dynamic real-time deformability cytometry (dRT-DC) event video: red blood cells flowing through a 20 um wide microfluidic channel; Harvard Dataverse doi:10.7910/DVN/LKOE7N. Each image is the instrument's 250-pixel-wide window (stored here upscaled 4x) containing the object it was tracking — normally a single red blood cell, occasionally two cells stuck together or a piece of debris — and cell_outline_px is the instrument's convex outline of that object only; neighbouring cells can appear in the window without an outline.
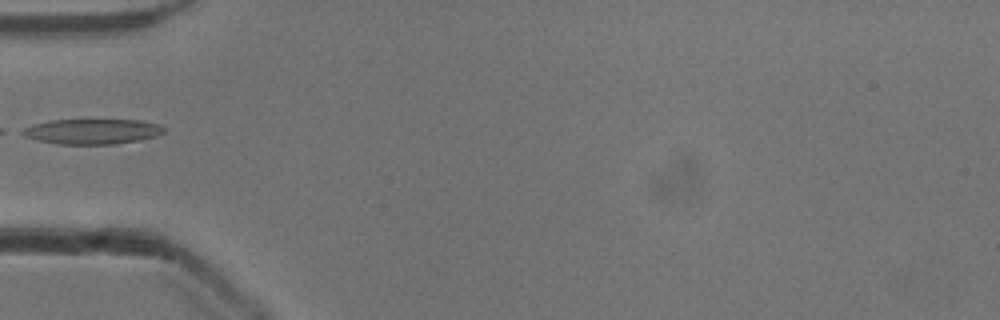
{"species": "common noctule bat (a hibernating species)", "species_latin": "Nyctalus noctula", "temperature_condition": "cold", "stored_images_in_passage": 17, "camera_frame_rate_fps": 3000, "um_per_image_px": 0.085, "animal": {"sex": "male", "body_mass_g": 13.3}, "frame": {"image": 1, "passage_image": 1, "time_ms": 0.0, "image_size_px": [1000, 320], "cell_outline_px": [[168, 128], [164, 132], [156, 136], [140, 140], [116, 144], [60, 144], [36, 140], [24, 136], [16, 132], [32, 124], [48, 120], [140, 120], [160, 124]], "centroid_in_image_um": [7.83, 11.17], "position_along_channel_um": 77.2, "area_um2": 21.1}}
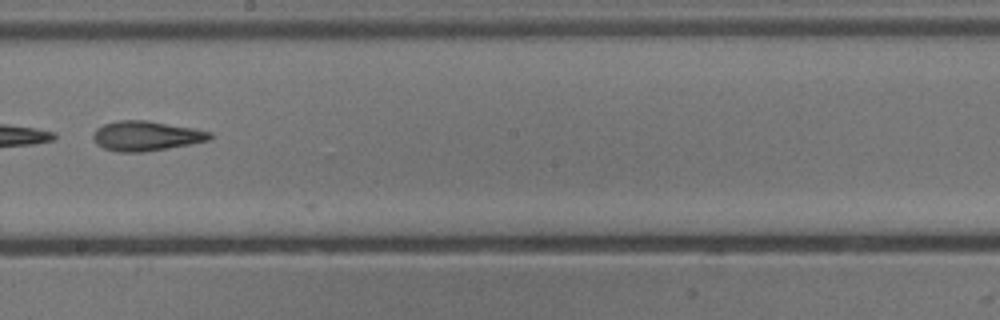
{"frame": {"image": 2, "passage_image": 13, "time_ms": 4.0, "image_size_px": [1000, 320], "cell_outline_px": [[212, 136], [208, 140], [192, 144], [144, 152], [116, 152], [104, 148], [96, 144], [92, 136], [96, 128], [104, 124], [116, 120], [148, 120], [192, 128], [212, 132]], "centroid_in_image_um": [12.39, 11.55], "position_along_channel_um": 235.8, "area_um2": 20.35}}